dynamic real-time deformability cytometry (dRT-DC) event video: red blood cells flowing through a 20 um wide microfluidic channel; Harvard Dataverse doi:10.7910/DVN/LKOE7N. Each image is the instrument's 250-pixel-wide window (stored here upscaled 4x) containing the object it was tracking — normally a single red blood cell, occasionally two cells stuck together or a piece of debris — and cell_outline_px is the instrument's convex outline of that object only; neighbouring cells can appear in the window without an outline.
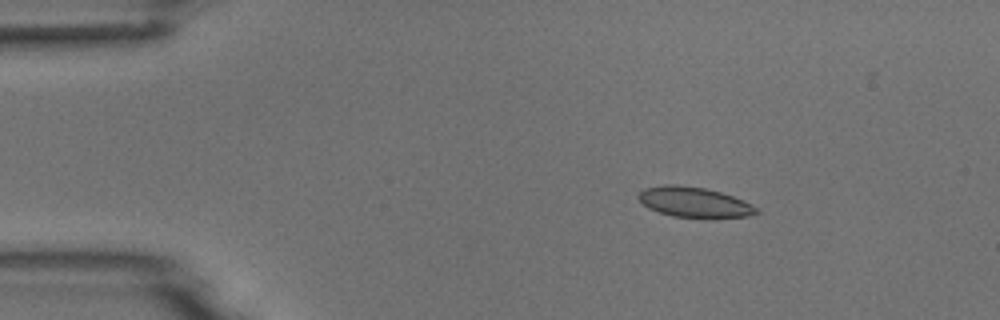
{"species": "common noctule bat (a hibernating species)", "species_latin": "Nyctalus noctula", "temperature_condition": "room temperature", "stored_images_in_passage": 4, "camera_frame_rate_fps": 3000, "um_per_image_px": 0.085, "animal": {"sex": "male", "body_mass_g": 18.8}, "frame": {"image": 1, "passage_image": 2, "time_ms": 1.333, "image_size_px": [1000, 320], "cell_outline_px": [[760, 212], [748, 216], [672, 216], [648, 208], [636, 196], [644, 188], [664, 184], [676, 184], [704, 188], [720, 192], [732, 196], [752, 204]], "centroid_in_image_um": [58.95, 17.15], "position_along_channel_um": 26.0, "area_um2": 20.17}}